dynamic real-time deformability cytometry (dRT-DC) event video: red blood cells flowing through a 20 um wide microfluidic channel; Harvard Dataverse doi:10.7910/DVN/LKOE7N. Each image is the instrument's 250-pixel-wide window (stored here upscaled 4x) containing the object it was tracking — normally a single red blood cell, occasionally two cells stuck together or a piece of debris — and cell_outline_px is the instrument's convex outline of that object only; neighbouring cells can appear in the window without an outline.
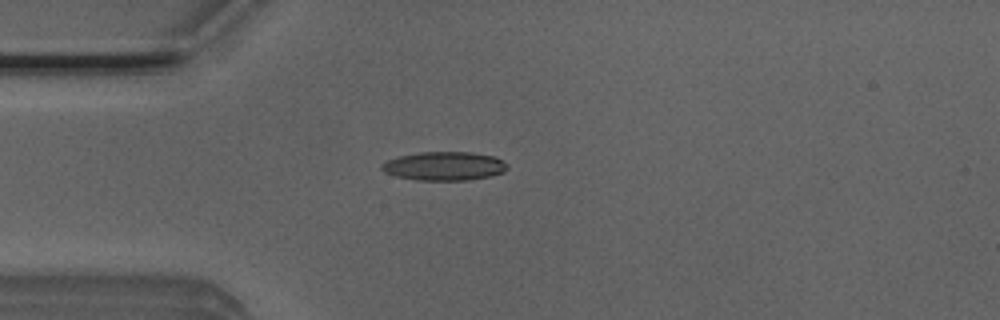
{"species": "Egyptian fruit bat (a non-hibernating species)", "species_latin": "Rousettus aegyptiacus", "temperature_condition": "room temperature", "stored_images_in_passage": 5, "camera_frame_rate_fps": 3000, "um_per_image_px": 0.085, "animal": {"sex": "male"}, "frame": {"image": 1, "passage_image": 4, "time_ms": 1.0, "image_size_px": [1000, 320], "cell_outline_px": [[508, 168], [504, 172], [492, 176], [468, 180], [416, 180], [396, 176], [384, 172], [380, 168], [388, 160], [400, 156], [420, 152], [468, 152], [496, 156], [504, 160], [508, 164]], "centroid_in_image_um": [37.83, 14.12], "position_along_channel_um": 47.2, "area_um2": 21.1}}